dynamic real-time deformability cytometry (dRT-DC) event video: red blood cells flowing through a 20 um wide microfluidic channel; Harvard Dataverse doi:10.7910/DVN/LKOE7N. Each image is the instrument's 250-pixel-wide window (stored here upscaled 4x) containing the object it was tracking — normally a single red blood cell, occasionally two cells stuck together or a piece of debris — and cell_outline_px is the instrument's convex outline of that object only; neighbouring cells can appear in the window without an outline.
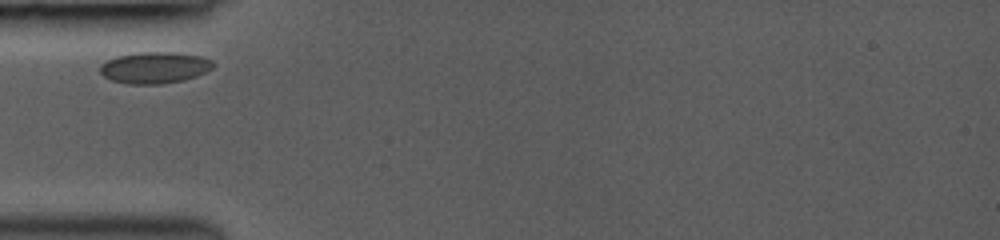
{"species": "common noctule bat (a hibernating species)", "species_latin": "Nyctalus noctula", "temperature_condition": "room temperature", "stored_images_in_passage": 6, "camera_frame_rate_fps": 3000, "um_per_image_px": 0.085, "animal": {"sex": "female", "body_mass_g": 19.0, "forearm_length_mm": 53.3}, "frame": {"image": 1, "passage_image": 1, "time_ms": 0.0, "image_size_px": [1000, 240], "cell_outline_px": [[216, 64], [212, 68], [196, 76], [184, 80], [160, 84], [128, 84], [112, 80], [104, 76], [100, 72], [100, 64], [104, 60], [116, 56], [136, 52], [176, 52], [200, 56], [212, 60]], "centroid_in_image_um": [13.12, 5.74], "position_along_channel_um": 71.9, "area_um2": 20.92}}
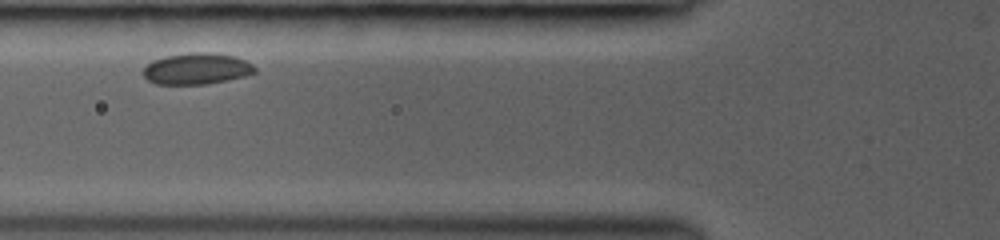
{"frame": {"image": 2, "passage_image": 2, "time_ms": 1.0, "image_size_px": [1000, 240], "cell_outline_px": [[256, 72], [244, 76], [228, 80], [204, 84], [156, 84], [148, 80], [144, 76], [144, 68], [152, 60], [164, 56], [192, 52], [212, 52], [232, 56], [244, 60], [252, 64], [256, 68]], "centroid_in_image_um": [16.71, 5.83], "position_along_channel_um": 109.1, "area_um2": 20.29}}
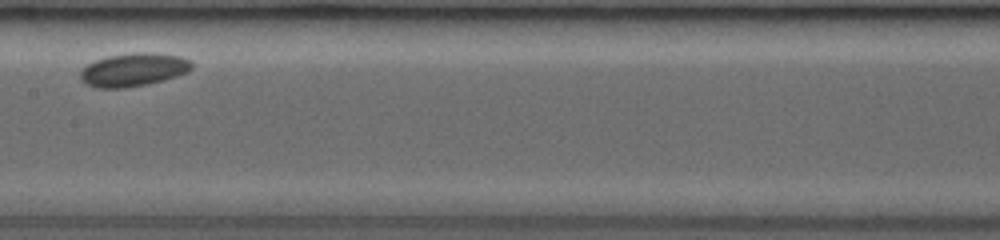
{"frame": {"image": 3, "passage_image": 5, "time_ms": 3.333, "image_size_px": [1000, 240], "cell_outline_px": [[192, 68], [188, 72], [164, 80], [148, 84], [124, 88], [96, 88], [80, 80], [80, 72], [88, 64], [96, 60], [108, 56], [136, 52], [152, 52], [180, 56], [192, 60]], "centroid_in_image_um": [11.37, 5.92], "position_along_channel_um": 196.0, "area_um2": 21.68}}